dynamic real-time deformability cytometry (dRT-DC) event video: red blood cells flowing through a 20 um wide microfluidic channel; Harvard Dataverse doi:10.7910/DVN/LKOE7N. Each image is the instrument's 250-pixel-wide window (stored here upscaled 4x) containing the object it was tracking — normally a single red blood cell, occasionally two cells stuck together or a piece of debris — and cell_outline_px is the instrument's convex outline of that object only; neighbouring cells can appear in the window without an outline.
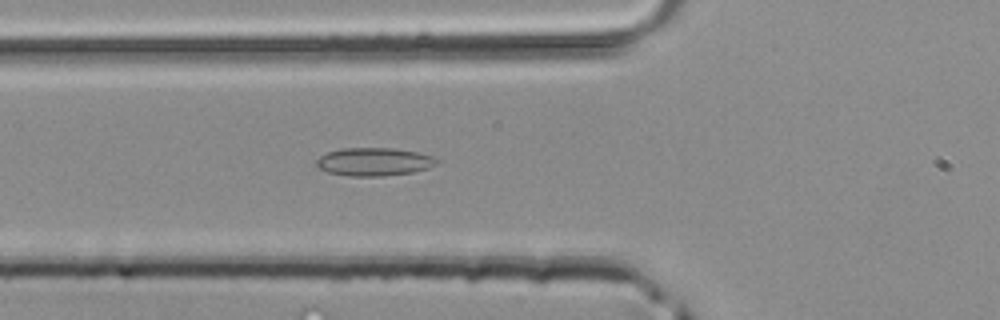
{"species": "common noctule bat (a hibernating species)", "species_latin": "Nyctalus noctula", "temperature_condition": "room temperature", "stored_images_in_passage": 37, "camera_frame_rate_fps": 3000, "um_per_image_px": 0.085, "animal": {"sex": "male", "body_mass_g": 20.4}, "frame": {"image": 1, "passage_image": 9, "time_ms": 2.667, "image_size_px": [1000, 320], "cell_outline_px": [[440, 160], [436, 164], [428, 168], [412, 172], [384, 176], [348, 176], [328, 172], [316, 168], [316, 160], [320, 156], [328, 152], [340, 148], [392, 148], [416, 152], [432, 156]], "centroid_in_image_um": [31.76, 13.75], "position_along_channel_um": 94.0, "area_um2": 19.77}}
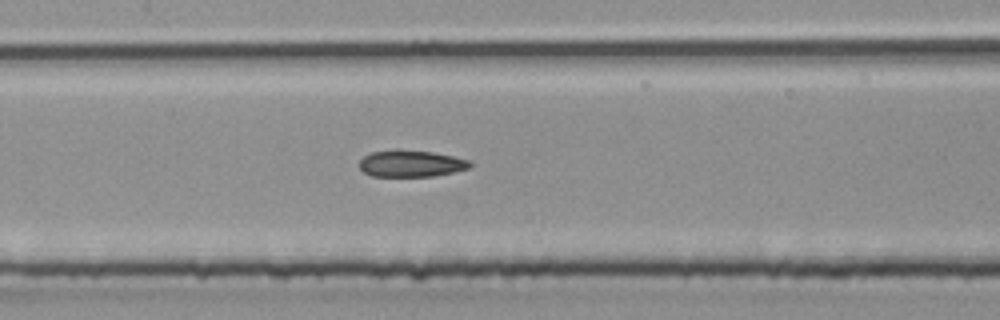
{"frame": {"image": 2, "passage_image": 14, "time_ms": 4.333, "image_size_px": [1000, 320], "cell_outline_px": [[472, 164], [468, 168], [452, 172], [432, 176], [372, 176], [364, 172], [360, 168], [360, 160], [364, 156], [372, 152], [432, 152], [452, 156], [468, 160]], "centroid_in_image_um": [34.94, 13.94], "position_along_channel_um": 172.5, "area_um2": 16.3}}
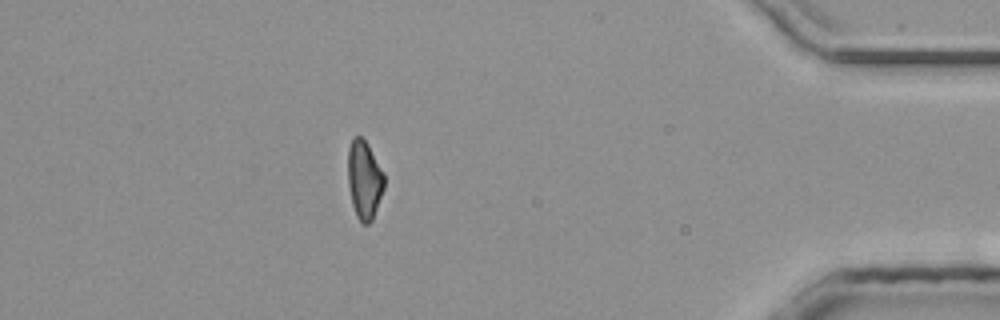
{"frame": {"image": 3, "passage_image": 32, "time_ms": 10.333, "image_size_px": [1000, 320], "cell_outline_px": [[384, 188], [372, 220], [368, 224], [364, 224], [356, 216], [352, 204], [348, 184], [348, 148], [352, 140], [356, 136], [360, 136], [368, 144], [384, 172]], "centroid_in_image_um": [30.96, 15.27], "position_along_channel_um": 404.2, "area_um2": 16.53}}